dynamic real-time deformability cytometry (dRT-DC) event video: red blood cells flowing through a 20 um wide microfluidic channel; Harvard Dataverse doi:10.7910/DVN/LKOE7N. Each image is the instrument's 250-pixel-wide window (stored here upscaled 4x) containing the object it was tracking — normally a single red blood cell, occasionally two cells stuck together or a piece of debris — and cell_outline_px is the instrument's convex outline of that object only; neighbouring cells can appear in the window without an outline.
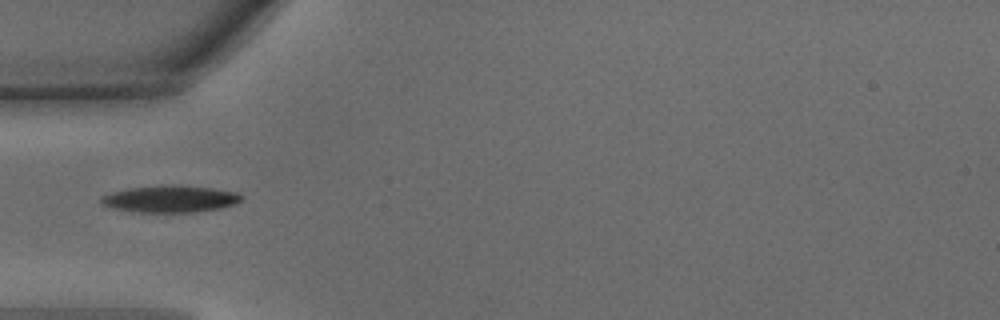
{"species": "common noctule bat (a hibernating species)", "species_latin": "Nyctalus noctula", "temperature_condition": "warm", "stored_images_in_passage": 9, "camera_frame_rate_fps": 3000, "um_per_image_px": 0.085, "animal": {"sex": "male", "body_mass_g": 15.6}, "frame": {"image": 1, "passage_image": 1, "time_ms": 0.0, "image_size_px": [1000, 320], "cell_outline_px": [[244, 196], [236, 204], [220, 208], [196, 212], [132, 212], [100, 204], [100, 196], [112, 192], [128, 188], [156, 184], [172, 184], [212, 188], [236, 192]], "centroid_in_image_um": [14.44, 16.89], "position_along_channel_um": 70.6, "area_um2": 22.31}}
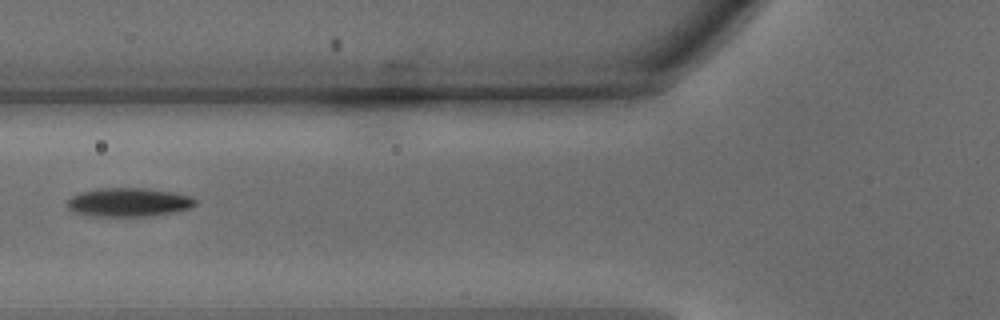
{"frame": {"image": 2, "passage_image": 4, "time_ms": 1.0, "image_size_px": [1000, 320], "cell_outline_px": [[196, 204], [192, 208], [176, 212], [152, 216], [92, 216], [76, 212], [68, 208], [68, 200], [72, 196], [80, 192], [100, 188], [144, 188], [172, 192], [192, 196], [196, 200]], "centroid_in_image_um": [10.99, 17.19], "position_along_channel_um": 114.8, "area_um2": 21.5}}
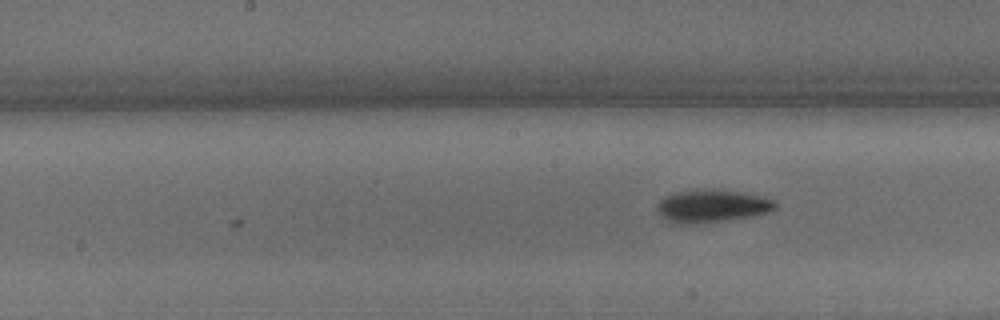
{"frame": {"image": 3, "passage_image": 9, "time_ms": 2.667, "image_size_px": [1000, 320], "cell_outline_px": [[776, 208], [768, 212], [752, 216], [724, 220], [684, 224], [672, 224], [656, 208], [656, 204], [660, 200], [676, 192], [700, 188], [712, 188], [740, 192], [760, 196], [776, 200]], "centroid_in_image_um": [60.52, 17.49], "position_along_channel_um": 187.7, "area_um2": 22.43}}